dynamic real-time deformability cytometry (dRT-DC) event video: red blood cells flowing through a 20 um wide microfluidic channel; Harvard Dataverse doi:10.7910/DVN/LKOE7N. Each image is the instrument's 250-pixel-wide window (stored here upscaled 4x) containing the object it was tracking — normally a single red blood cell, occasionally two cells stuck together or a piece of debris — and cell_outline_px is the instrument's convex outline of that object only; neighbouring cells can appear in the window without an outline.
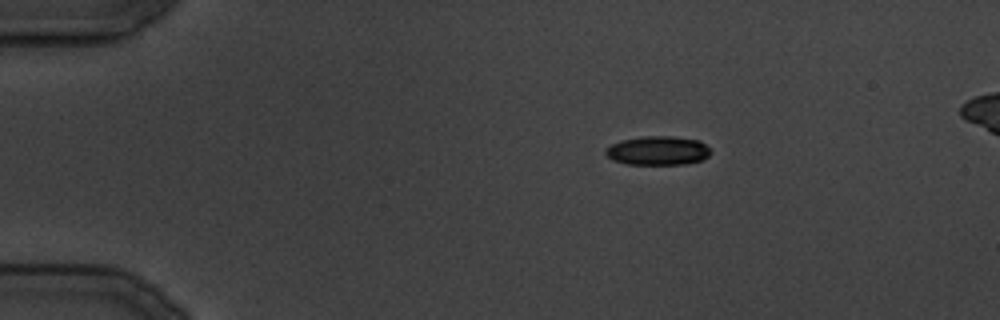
{"species": "common noctule bat (a hibernating species)", "species_latin": "Nyctalus noctula", "temperature_condition": "cold", "stored_images_in_passage": 28, "camera_frame_rate_fps": 3000, "um_per_image_px": 0.085, "animal": {"sex": "male", "body_mass_g": 19.5, "forearm_length_mm": 54.6}, "frame": {"image": 1, "passage_image": 1, "time_ms": 0.0, "image_size_px": [1000, 320], "cell_outline_px": [[712, 152], [704, 160], [684, 164], [628, 164], [612, 160], [604, 152], [604, 148], [612, 144], [624, 140], [644, 136], [672, 136], [700, 140]], "centroid_in_image_um": [55.93, 12.8], "position_along_channel_um": 29.1, "area_um2": 17.74}}
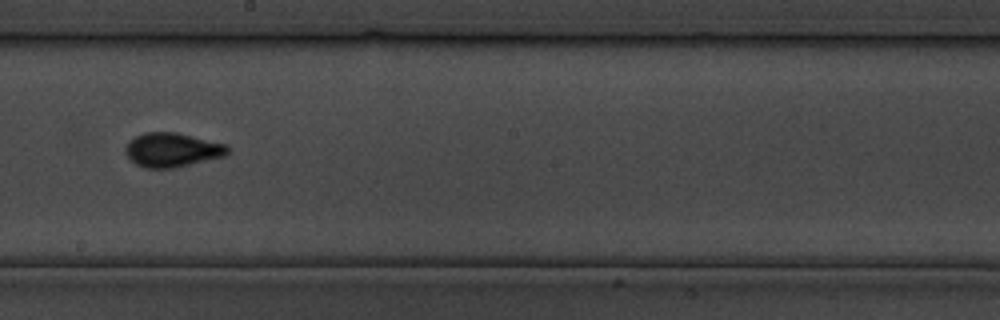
{"frame": {"image": 2, "passage_image": 15, "time_ms": 17.0, "image_size_px": [1000, 320], "cell_outline_px": [[228, 156], [176, 168], [144, 168], [136, 164], [124, 152], [124, 148], [128, 140], [144, 132], [176, 132], [228, 144]], "centroid_in_image_um": [14.66, 12.74], "position_along_channel_um": 233.5, "area_um2": 20.75}}
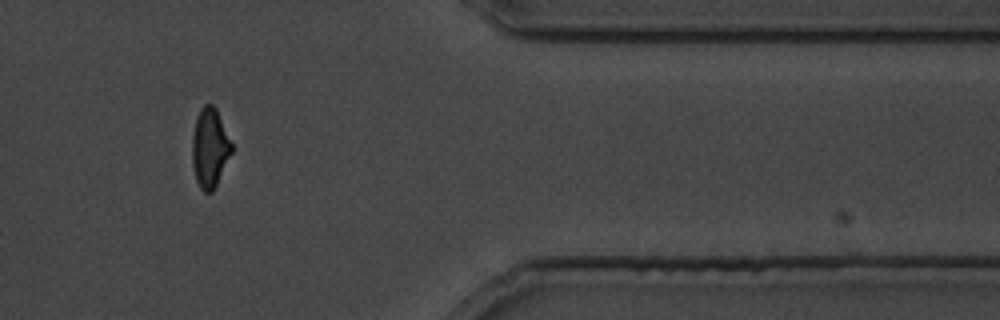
{"frame": {"image": 3, "passage_image": 24, "time_ms": 28.333, "image_size_px": [1000, 320], "cell_outline_px": [[232, 152], [212, 192], [204, 192], [200, 188], [196, 180], [192, 164], [192, 136], [196, 116], [200, 108], [204, 104], [212, 104], [216, 108], [232, 144]], "centroid_in_image_um": [17.81, 12.55], "position_along_channel_um": 393.6, "area_um2": 18.15}}